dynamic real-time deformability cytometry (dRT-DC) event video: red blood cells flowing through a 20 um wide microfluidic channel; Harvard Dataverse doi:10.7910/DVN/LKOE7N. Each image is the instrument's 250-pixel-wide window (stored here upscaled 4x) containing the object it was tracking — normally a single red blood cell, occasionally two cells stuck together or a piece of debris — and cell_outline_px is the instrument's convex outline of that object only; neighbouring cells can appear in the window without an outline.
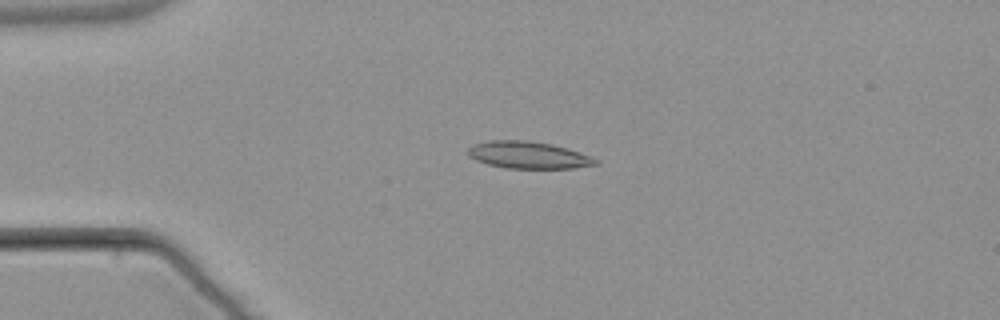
{"species": "common noctule bat (a hibernating species)", "species_latin": "Nyctalus noctula", "temperature_condition": "warm", "stored_images_in_passage": 5, "camera_frame_rate_fps": 3000, "um_per_image_px": 0.085, "animal": {"sex": "male", "body_mass_g": 21.5, "forearm_length_mm": 52.0}, "frame": {"image": 1, "passage_image": 3, "time_ms": 3.333, "image_size_px": [1000, 320], "cell_outline_px": [[600, 164], [572, 168], [504, 168], [488, 164], [476, 160], [468, 156], [468, 148], [472, 144], [492, 140], [528, 140], [552, 144], [568, 148], [592, 156], [600, 160]], "centroid_in_image_um": [44.94, 13.17], "position_along_channel_um": 40.1, "area_um2": 20.35}}
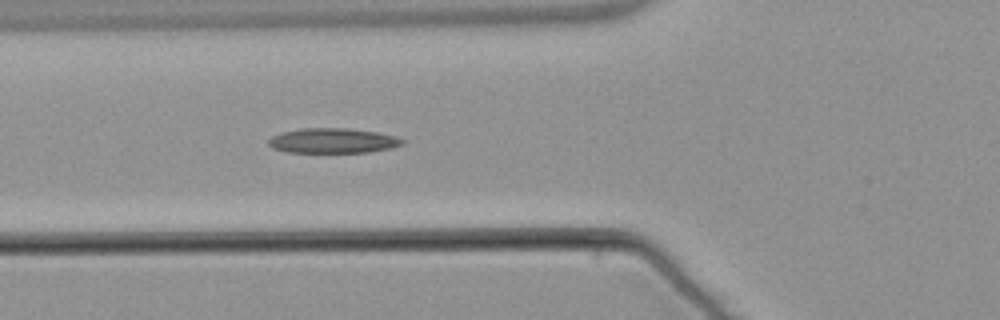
{"frame": {"image": 2, "passage_image": 5, "time_ms": 5.667, "image_size_px": [1000, 320], "cell_outline_px": [[404, 144], [392, 148], [368, 152], [284, 152], [272, 148], [268, 144], [268, 140], [272, 136], [284, 132], [300, 128], [348, 128], [376, 132], [396, 136], [404, 140]], "centroid_in_image_um": [28.29, 11.96], "position_along_channel_um": 97.5, "area_um2": 19.48}}